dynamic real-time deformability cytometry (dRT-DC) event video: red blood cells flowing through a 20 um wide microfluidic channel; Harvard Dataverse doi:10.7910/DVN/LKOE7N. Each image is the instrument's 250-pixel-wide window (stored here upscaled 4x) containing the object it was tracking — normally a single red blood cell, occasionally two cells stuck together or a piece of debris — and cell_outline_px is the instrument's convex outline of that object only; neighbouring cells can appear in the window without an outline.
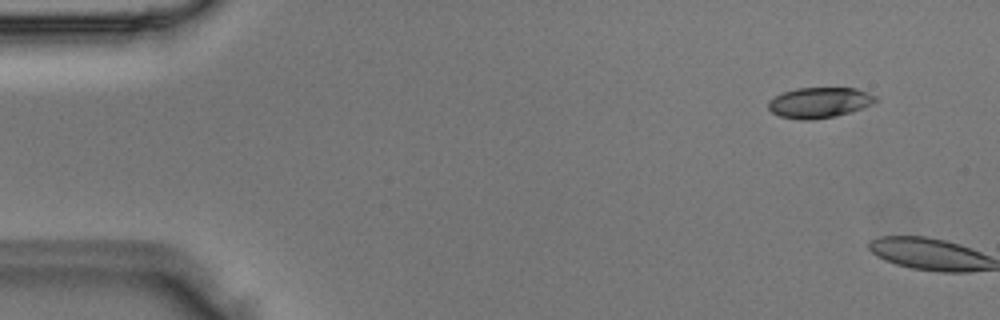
{"species": "Egyptian fruit bat (a non-hibernating species)", "species_latin": "Rousettus aegyptiacus", "temperature_condition": "room temperature", "stored_images_in_passage": 2, "camera_frame_rate_fps": 3000, "um_per_image_px": 0.085, "animal": {"sex": "male"}, "frame": {"image": 1, "passage_image": 1, "time_ms": 0.0, "image_size_px": [1000, 320], "cell_outline_px": [[880, 100], [872, 104], [836, 116], [812, 120], [800, 120], [780, 116], [772, 112], [768, 108], [768, 100], [784, 92], [796, 88], [856, 88], [868, 92], [876, 96]], "centroid_in_image_um": [69.65, 8.72], "position_along_channel_um": 15.3, "area_um2": 19.07}}